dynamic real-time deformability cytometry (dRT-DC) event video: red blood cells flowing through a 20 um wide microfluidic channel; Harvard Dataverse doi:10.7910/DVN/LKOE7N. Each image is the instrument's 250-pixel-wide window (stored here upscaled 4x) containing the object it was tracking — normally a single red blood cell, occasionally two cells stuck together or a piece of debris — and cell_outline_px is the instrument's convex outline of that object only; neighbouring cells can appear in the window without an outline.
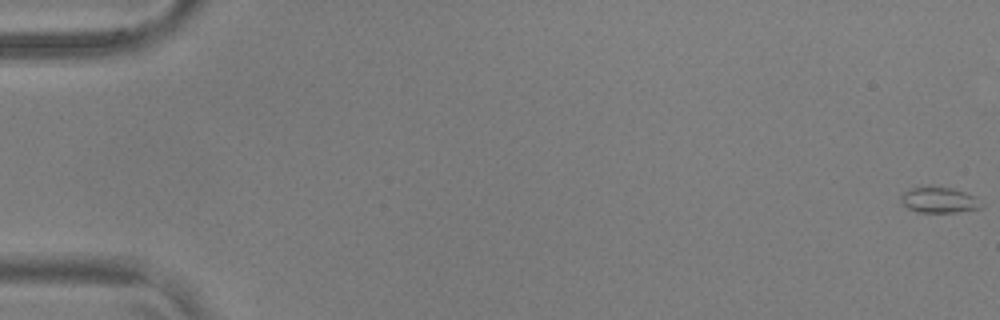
{"species": "common noctule bat (a hibernating species)", "species_latin": "Nyctalus noctula", "temperature_condition": "warm", "stored_images_in_passage": 20, "camera_frame_rate_fps": 3000, "um_per_image_px": 0.085, "animal": {"sex": "male", "body_mass_g": 17.9, "forearm_length_mm": 54.2}, "frame": {"image": 1, "passage_image": 1, "time_ms": 0.0, "image_size_px": [1000, 320], "cell_outline_px": [[984, 204], [980, 208], [956, 212], [920, 212], [908, 208], [900, 200], [900, 196], [904, 192], [912, 188], [952, 188], [964, 192], [972, 196]], "centroid_in_image_um": [79.82, 17.02], "position_along_channel_um": 5.2, "area_um2": 11.56}}
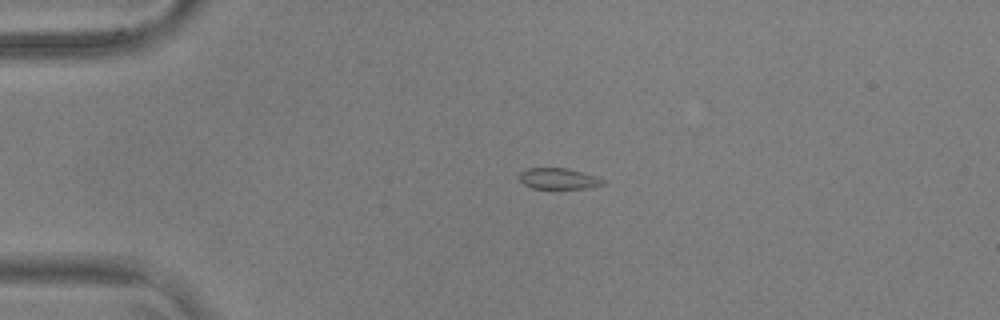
{"frame": {"image": 2, "passage_image": 14, "time_ms": 4.333, "image_size_px": [1000, 320], "cell_outline_px": [[604, 184], [584, 188], [532, 188], [524, 184], [520, 180], [520, 172], [528, 168], [568, 168], [600, 176], [604, 180]], "centroid_in_image_um": [47.51, 15.17], "position_along_channel_um": 37.5, "area_um2": 10.23}}